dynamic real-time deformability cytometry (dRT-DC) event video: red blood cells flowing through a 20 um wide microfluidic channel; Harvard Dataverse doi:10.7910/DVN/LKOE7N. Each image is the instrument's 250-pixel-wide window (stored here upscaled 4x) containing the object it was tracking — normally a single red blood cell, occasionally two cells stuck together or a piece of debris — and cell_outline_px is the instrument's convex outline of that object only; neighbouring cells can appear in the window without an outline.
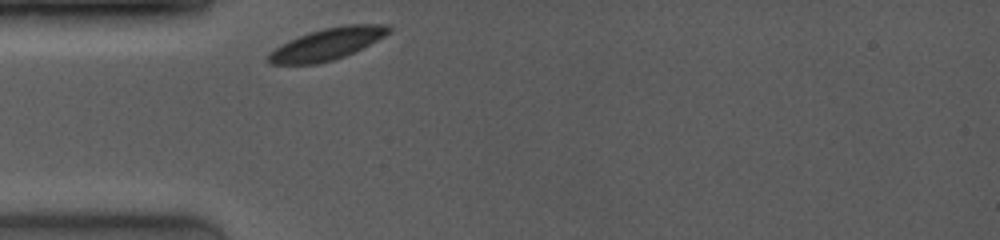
{"species": "common noctule bat (a hibernating species)", "species_latin": "Nyctalus noctula", "temperature_condition": "room temperature", "stored_images_in_passage": 3, "camera_frame_rate_fps": 4000, "um_per_image_px": 0.085, "animal": {"sex": "female", "body_mass_g": 19.0, "forearm_length_mm": 53.3}, "frame": {"image": 1, "passage_image": 1, "time_ms": 0.0, "image_size_px": [1000, 240], "cell_outline_px": [[392, 32], [344, 56], [332, 60], [316, 64], [272, 64], [268, 60], [268, 52], [280, 44], [288, 40], [308, 32], [324, 28], [344, 24], [388, 24], [392, 28]], "centroid_in_image_um": [27.79, 3.72], "position_along_channel_um": 57.2, "area_um2": 22.2}}